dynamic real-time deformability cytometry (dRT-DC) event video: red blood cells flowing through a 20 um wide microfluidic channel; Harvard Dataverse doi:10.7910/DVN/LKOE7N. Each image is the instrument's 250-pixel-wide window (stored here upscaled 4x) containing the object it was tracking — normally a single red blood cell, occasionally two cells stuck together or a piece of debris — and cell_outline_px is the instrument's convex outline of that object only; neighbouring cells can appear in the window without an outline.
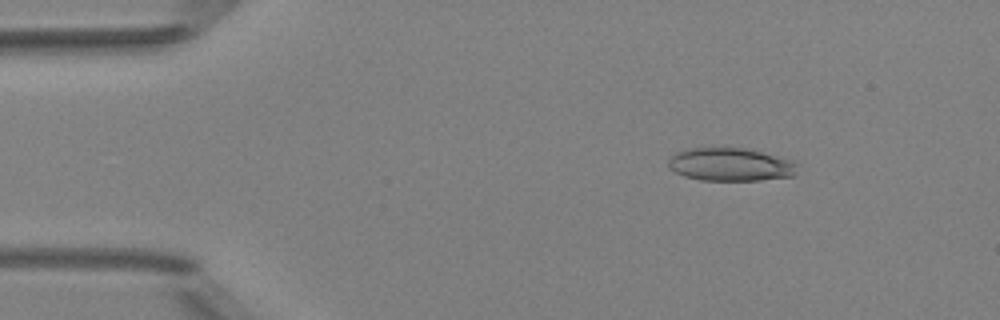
{"species": "Egyptian fruit bat (a non-hibernating species)", "species_latin": "Rousettus aegyptiacus", "temperature_condition": "room temperature", "stored_images_in_passage": 4, "camera_frame_rate_fps": 3000, "um_per_image_px": 0.085, "animal": {"sex": "female"}, "frame": {"image": 1, "passage_image": 2, "time_ms": 2.0, "image_size_px": [1000, 320], "cell_outline_px": [[796, 164], [792, 176], [760, 180], [700, 180], [684, 176], [668, 168], [668, 160], [676, 152], [692, 148], [744, 148], [796, 160]], "centroid_in_image_um": [62.07, 13.98], "position_along_channel_um": 22.9, "area_um2": 24.74}}